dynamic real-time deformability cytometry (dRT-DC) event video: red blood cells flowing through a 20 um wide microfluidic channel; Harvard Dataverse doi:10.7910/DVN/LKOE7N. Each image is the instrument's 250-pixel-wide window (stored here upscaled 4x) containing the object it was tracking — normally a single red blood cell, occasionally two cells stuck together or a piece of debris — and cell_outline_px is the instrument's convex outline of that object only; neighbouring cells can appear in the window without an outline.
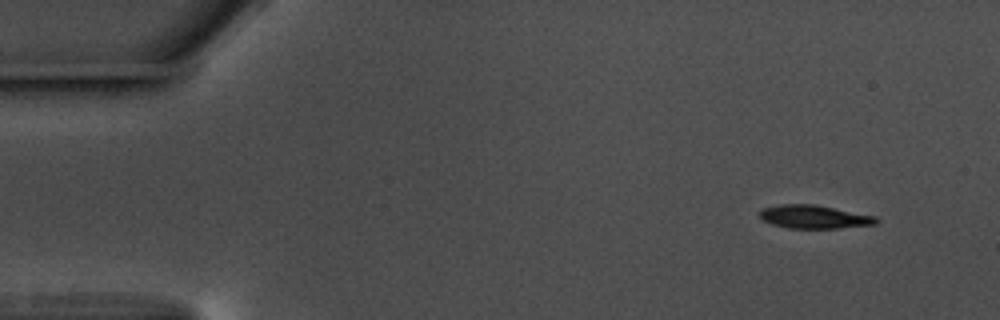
{"species": "common noctule bat (a hibernating species)", "species_latin": "Nyctalus noctula", "temperature_condition": "warm", "stored_images_in_passage": 53, "camera_frame_rate_fps": 3000, "um_per_image_px": 0.085, "animal": {"sex": "male", "body_mass_g": 17.5, "forearm_length_mm": 52.3}, "frame": {"image": 1, "passage_image": 1, "time_ms": 0.0, "image_size_px": [1000, 320], "cell_outline_px": [[880, 220], [876, 224], [840, 228], [788, 228], [772, 224], [764, 220], [760, 216], [760, 212], [764, 208], [780, 204], [812, 204], [876, 216]], "centroid_in_image_um": [69.23, 18.43], "position_along_channel_um": 15.8, "area_um2": 15.66}}
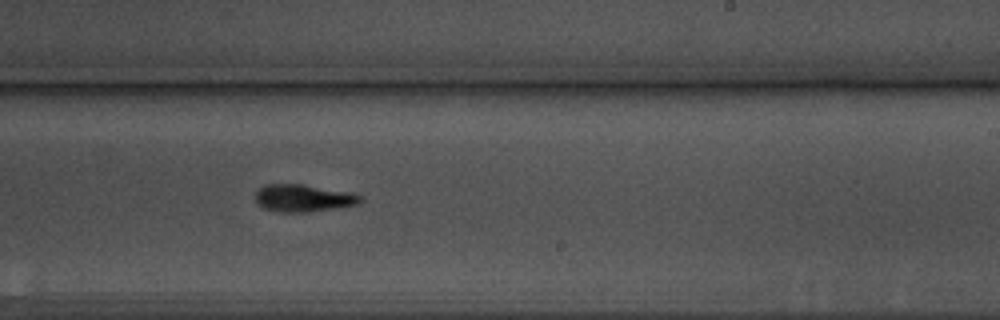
{"frame": {"image": 2, "passage_image": 31, "time_ms": 10.0, "image_size_px": [1000, 320], "cell_outline_px": [[364, 200], [360, 204], [304, 212], [284, 212], [264, 208], [256, 200], [256, 192], [264, 184], [300, 184], [348, 192], [360, 196]], "centroid_in_image_um": [25.78, 16.83], "position_along_channel_um": 263.2, "area_um2": 16.3}}
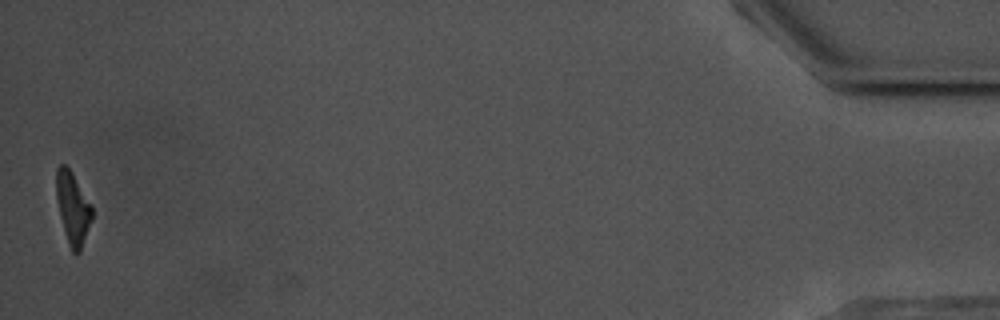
{"frame": {"image": 3, "passage_image": 53, "time_ms": 17.333, "image_size_px": [1000, 320], "cell_outline_px": [[92, 216], [80, 252], [76, 256], [72, 252], [68, 244], [64, 232], [60, 216], [56, 196], [56, 168], [60, 164], [64, 164], [72, 172], [92, 208]], "centroid_in_image_um": [6.16, 17.71], "position_along_channel_um": 429.0, "area_um2": 14.74}, "authors_computed_cell_mechanics": {"area_um2": 16.2996, "velocity_mm_per_s": 3.5679, "shape_relaxation_time_tau1_ms": 2.7516, "shape_relaxation_time_tau2_ms": 3.4544, "deformation_change_tau1": 0.1652, "deformation_change_tau2": 0.1236}}